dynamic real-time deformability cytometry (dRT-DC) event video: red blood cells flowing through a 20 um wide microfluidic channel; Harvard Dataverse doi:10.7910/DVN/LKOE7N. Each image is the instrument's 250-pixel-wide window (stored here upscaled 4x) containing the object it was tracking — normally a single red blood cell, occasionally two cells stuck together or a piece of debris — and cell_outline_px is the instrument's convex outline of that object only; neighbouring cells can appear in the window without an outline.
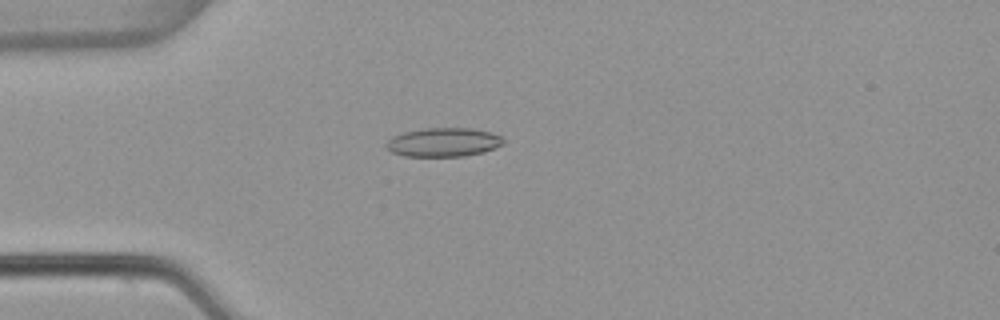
{"species": "common noctule bat (a hibernating species)", "species_latin": "Nyctalus noctula", "temperature_condition": "warm", "stored_images_in_passage": 3, "camera_frame_rate_fps": 3000, "um_per_image_px": 0.085, "animal": {"sex": "female", "body_mass_g": 22.7, "forearm_length_mm": 54.2}, "frame": {"image": 1, "passage_image": 3, "time_ms": 0.667, "image_size_px": [1000, 320], "cell_outline_px": [[504, 144], [484, 152], [464, 156], [404, 156], [392, 152], [384, 144], [392, 136], [404, 132], [424, 128], [472, 128], [488, 132], [500, 136], [504, 140]], "centroid_in_image_um": [37.68, 12.09], "position_along_channel_um": 47.3, "area_um2": 19.65}}